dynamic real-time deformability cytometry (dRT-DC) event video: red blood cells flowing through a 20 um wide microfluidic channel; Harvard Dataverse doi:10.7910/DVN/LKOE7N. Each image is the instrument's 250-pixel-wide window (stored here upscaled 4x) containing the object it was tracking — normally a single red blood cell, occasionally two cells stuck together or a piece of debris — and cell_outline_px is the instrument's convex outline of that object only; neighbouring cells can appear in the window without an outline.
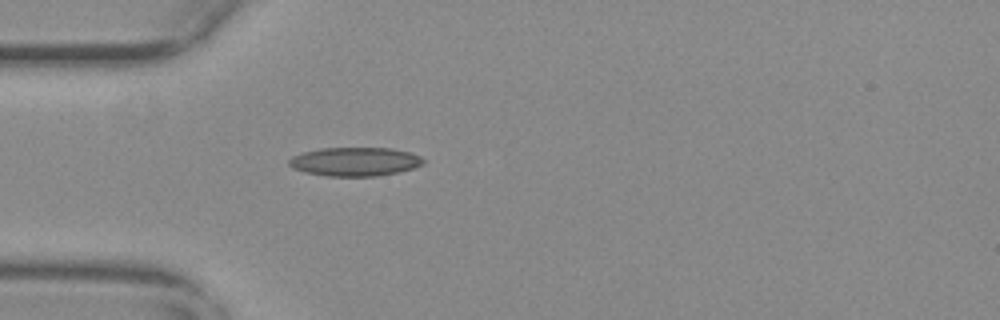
{"species": "common noctule bat (a hibernating species)", "species_latin": "Nyctalus noctula", "temperature_condition": "warm", "stored_images_in_passage": 32, "camera_frame_rate_fps": 3000, "um_per_image_px": 0.085, "animal": {"sex": "female", "body_mass_g": 29.2, "forearm_length_mm": 56.3}, "frame": {"image": 1, "passage_image": 1, "time_ms": 0.0, "image_size_px": [1000, 320], "cell_outline_px": [[424, 164], [412, 168], [396, 172], [376, 176], [328, 176], [304, 172], [292, 168], [288, 164], [288, 160], [292, 156], [304, 152], [320, 148], [392, 148], [412, 152], [420, 156], [424, 160]], "centroid_in_image_um": [30.16, 13.73], "position_along_channel_um": 54.8, "area_um2": 22.54}}
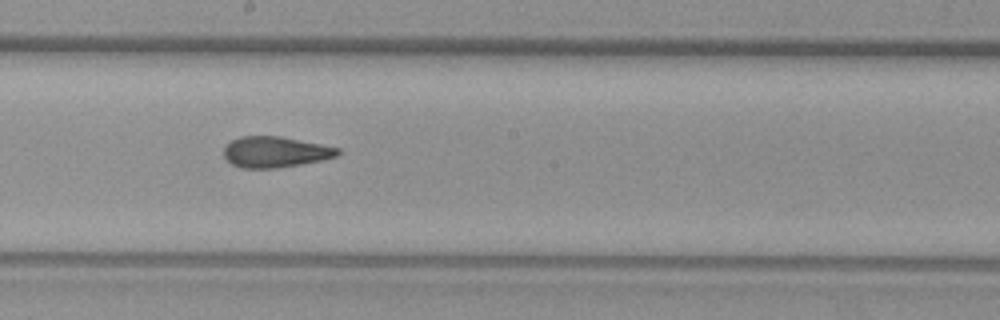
{"frame": {"image": 2, "passage_image": 15, "time_ms": 4.667, "image_size_px": [1000, 320], "cell_outline_px": [[340, 152], [336, 156], [320, 160], [300, 164], [276, 168], [240, 168], [232, 164], [224, 156], [224, 148], [232, 140], [240, 136], [280, 136], [340, 148]], "centroid_in_image_um": [23.37, 12.91], "position_along_channel_um": 224.8, "area_um2": 20.29}}
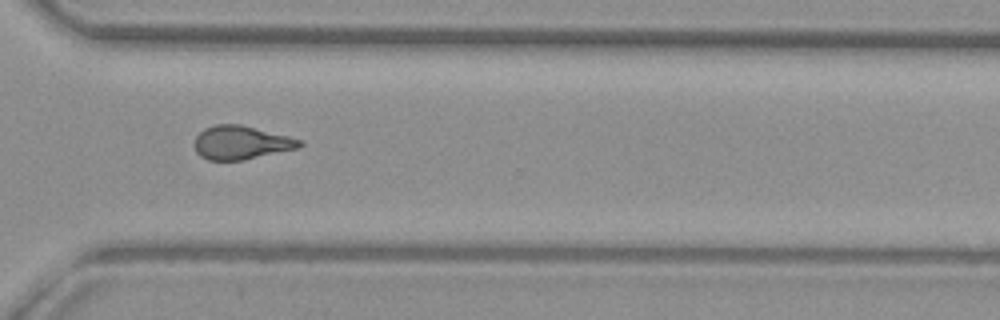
{"frame": {"image": 3, "passage_image": 25, "time_ms": 8.0, "image_size_px": [1000, 320], "cell_outline_px": [[304, 144], [300, 148], [244, 160], [208, 160], [200, 156], [196, 152], [192, 144], [196, 136], [204, 128], [216, 124], [240, 124], [304, 140]], "centroid_in_image_um": [20.49, 12.13], "position_along_channel_um": 350.1, "area_um2": 20.87}, "authors_computed_cell_mechanics": {"area_um2": 20.8658, "velocity_mm_per_s": 3.7634, "shape_relaxation_time_tau1_ms": null, "shape_relaxation_time_tau2_ms": 2.6715, "deformation_change_tau1": null, "deformation_change_tau2": 0.1119}}